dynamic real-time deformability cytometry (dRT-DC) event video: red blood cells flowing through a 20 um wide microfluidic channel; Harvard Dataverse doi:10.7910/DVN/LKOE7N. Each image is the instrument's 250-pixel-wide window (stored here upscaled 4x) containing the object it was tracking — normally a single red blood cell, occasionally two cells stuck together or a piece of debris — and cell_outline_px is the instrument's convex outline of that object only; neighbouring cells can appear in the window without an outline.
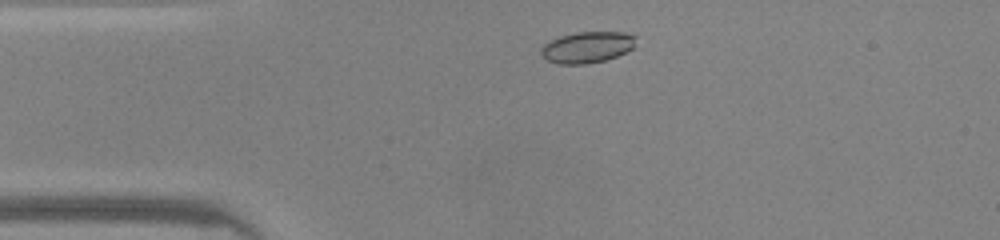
{"species": "common noctule bat (a hibernating species)", "species_latin": "Nyctalus noctula", "temperature_condition": "warm", "stored_images_in_passage": 40, "camera_frame_rate_fps": 3000, "um_per_image_px": 0.085, "animal": {"sex": "male", "body_mass_g": 20.0, "forearm_length_mm": 53.3}, "frame": {"image": 1, "passage_image": 3, "time_ms": 0.667, "image_size_px": [1000, 240], "cell_outline_px": [[636, 36], [632, 48], [616, 56], [604, 60], [588, 64], [560, 64], [548, 60], [540, 52], [540, 48], [548, 40], [560, 36], [576, 32], [624, 32]], "centroid_in_image_um": [49.87, 4.0], "position_along_channel_um": 35.1, "area_um2": 17.17}}
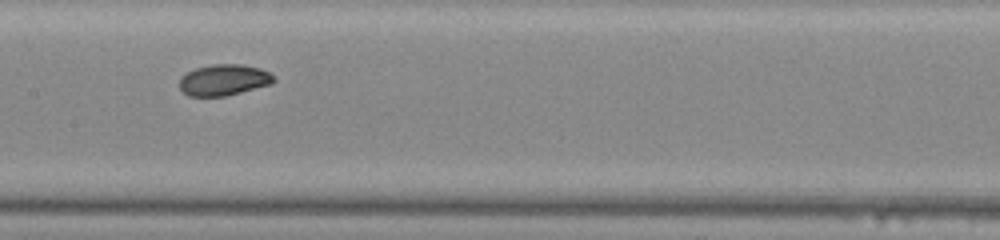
{"frame": {"image": 2, "passage_image": 16, "time_ms": 5.0, "image_size_px": [1000, 240], "cell_outline_px": [[276, 80], [272, 84], [224, 96], [188, 96], [180, 88], [180, 76], [196, 68], [212, 64], [244, 64], [260, 68], [276, 76]], "centroid_in_image_um": [19.05, 6.78], "position_along_channel_um": 188.3, "area_um2": 17.17}}
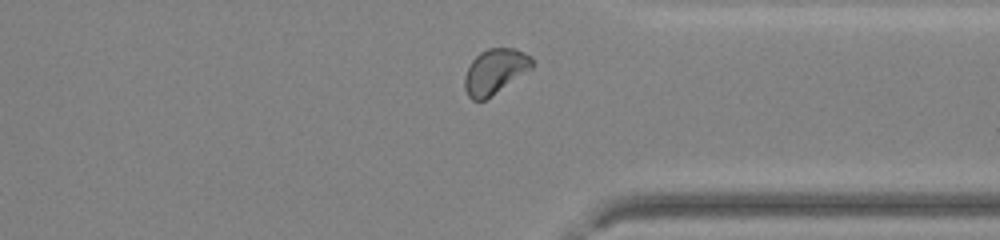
{"frame": {"image": 3, "passage_image": 29, "time_ms": 9.333, "image_size_px": [1000, 240], "cell_outline_px": [[532, 68], [484, 100], [472, 100], [468, 96], [464, 88], [464, 76], [472, 60], [480, 52], [488, 48], [516, 48], [532, 56]], "centroid_in_image_um": [42.06, 6.05], "position_along_channel_um": 369.3, "area_um2": 17.51}, "authors_computed_cell_mechanics": {"area_um2": 17.2244, "velocity_mm_per_s": 4.2411, "shape_relaxation_time_tau1_ms": 3.6139, "shape_relaxation_time_tau2_ms": 2.4414, "deformation_change_tau1": 0.1048, "deformation_change_tau2": 0.0476}}